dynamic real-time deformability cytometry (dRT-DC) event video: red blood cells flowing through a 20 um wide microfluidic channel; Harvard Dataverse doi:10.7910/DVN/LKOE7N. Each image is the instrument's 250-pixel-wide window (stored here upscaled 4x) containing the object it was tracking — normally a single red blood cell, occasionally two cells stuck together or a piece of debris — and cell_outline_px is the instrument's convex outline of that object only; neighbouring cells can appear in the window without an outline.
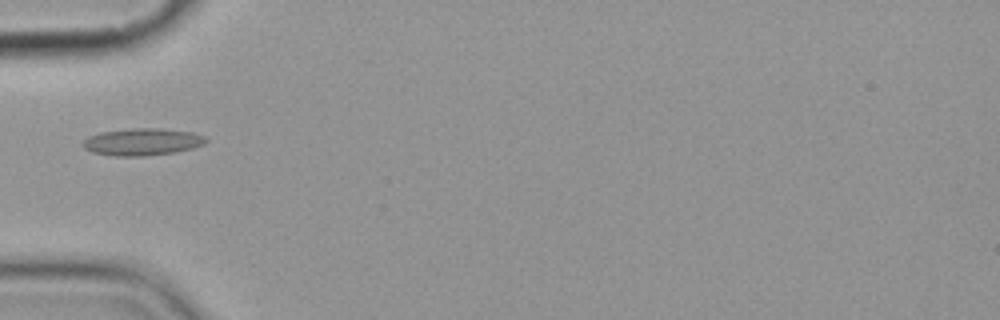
{"species": "common noctule bat (a hibernating species)", "species_latin": "Nyctalus noctula", "temperature_condition": "cold", "stored_images_in_passage": 11, "camera_frame_rate_fps": 3000, "um_per_image_px": 0.085, "animal": {"sex": "female", "body_mass_g": 19.9}, "frame": {"image": 1, "passage_image": 5, "time_ms": 5.667, "image_size_px": [1000, 320], "cell_outline_px": [[208, 140], [204, 144], [192, 148], [176, 152], [144, 156], [116, 156], [92, 152], [84, 148], [80, 144], [88, 136], [100, 132], [132, 128], [160, 128], [192, 132], [204, 136]], "centroid_in_image_um": [12.08, 12.05], "position_along_channel_um": 72.9, "area_um2": 19.54}}
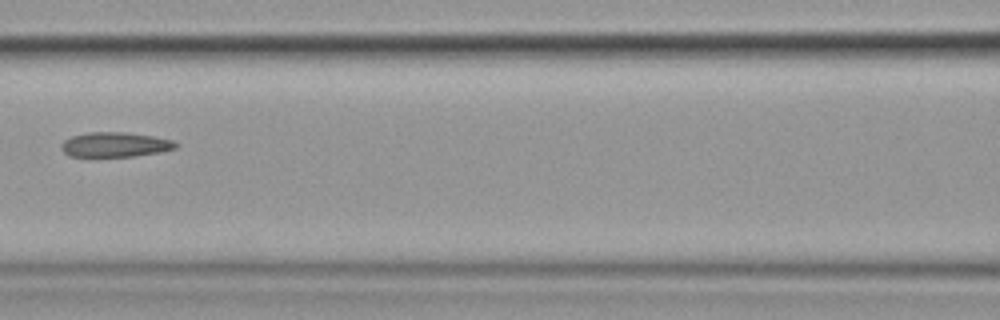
{"frame": {"image": 2, "passage_image": 7, "time_ms": 8.0, "image_size_px": [1000, 320], "cell_outline_px": [[180, 144], [176, 148], [160, 152], [136, 156], [88, 160], [68, 156], [64, 152], [60, 144], [64, 140], [72, 136], [88, 132], [124, 132], [152, 136], [172, 140]], "centroid_in_image_um": [9.71, 12.35], "position_along_channel_um": 156.9, "area_um2": 17.46}}
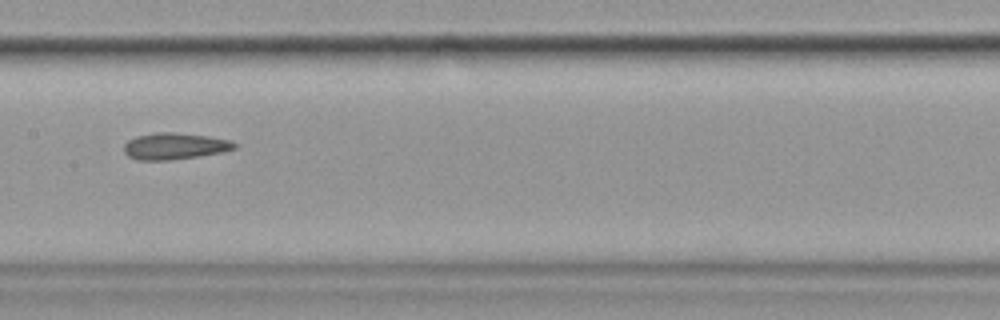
{"frame": {"image": 3, "passage_image": 8, "time_ms": 9.0, "image_size_px": [1000, 320], "cell_outline_px": [[236, 148], [224, 152], [200, 156], [172, 160], [136, 160], [128, 156], [124, 152], [124, 144], [128, 140], [136, 136], [156, 132], [172, 132], [208, 136], [232, 140], [236, 144]], "centroid_in_image_um": [14.85, 12.42], "position_along_channel_um": 192.5, "area_um2": 17.28}}